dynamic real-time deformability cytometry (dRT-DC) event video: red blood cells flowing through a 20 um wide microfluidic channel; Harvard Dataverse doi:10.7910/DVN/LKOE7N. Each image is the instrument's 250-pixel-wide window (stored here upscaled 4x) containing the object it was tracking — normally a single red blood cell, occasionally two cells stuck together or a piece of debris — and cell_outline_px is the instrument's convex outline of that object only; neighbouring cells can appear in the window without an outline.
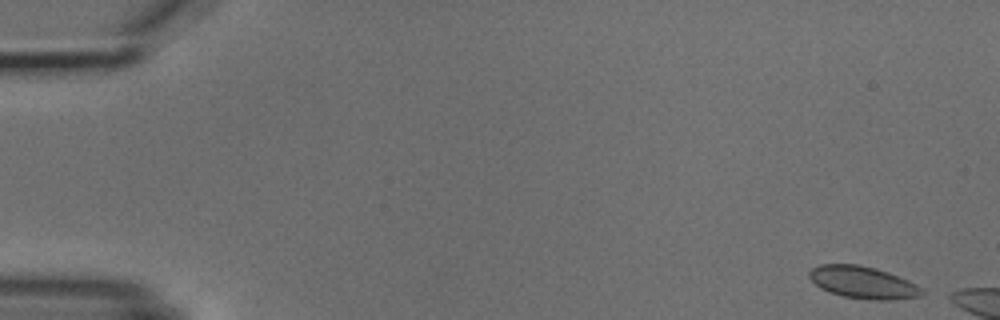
{"species": "common noctule bat (a hibernating species)", "species_latin": "Nyctalus noctula", "temperature_condition": "cold", "stored_images_in_passage": 6, "segment_of_instrument_passage": [2, 2], "camera_frame_rate_fps": 3000, "um_per_image_px": 0.085, "animal": {"sex": "male", "body_mass_g": 18.8}, "frame": {"image": 1, "passage_image": 6, "time_ms": 6.667, "image_size_px": [1000, 320], "cell_outline_px": [[924, 292], [920, 296], [888, 300], [868, 300], [844, 296], [828, 292], [820, 288], [808, 276], [808, 272], [812, 268], [820, 264], [860, 264], [876, 268], [888, 272], [908, 280], [924, 288]], "centroid_in_image_um": [73.35, 24.0], "position_along_channel_um": 11.7, "area_um2": 21.27}}